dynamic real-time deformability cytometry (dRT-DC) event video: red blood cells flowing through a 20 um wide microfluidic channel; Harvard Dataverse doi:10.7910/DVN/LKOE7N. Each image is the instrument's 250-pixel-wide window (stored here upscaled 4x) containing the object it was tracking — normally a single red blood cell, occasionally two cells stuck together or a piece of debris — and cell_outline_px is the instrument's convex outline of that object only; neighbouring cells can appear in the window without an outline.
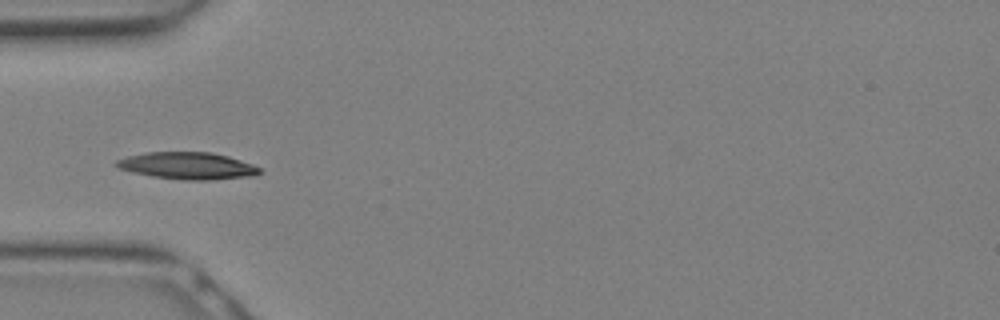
{"species": "Egyptian fruit bat (a non-hibernating species)", "species_latin": "Rousettus aegyptiacus", "temperature_condition": "warm", "stored_images_in_passage": 12, "camera_frame_rate_fps": 3000, "um_per_image_px": 0.085, "animal": {"sex": "female"}, "frame": {"image": 1, "passage_image": 9, "time_ms": 2.667, "image_size_px": [1000, 320], "cell_outline_px": [[260, 172], [252, 176], [208, 180], [184, 180], [152, 176], [132, 172], [120, 168], [116, 164], [116, 160], [128, 156], [144, 152], [212, 152], [228, 156], [252, 164], [260, 168]], "centroid_in_image_um": [15.94, 14.08], "position_along_channel_um": 69.1, "area_um2": 22.37}}
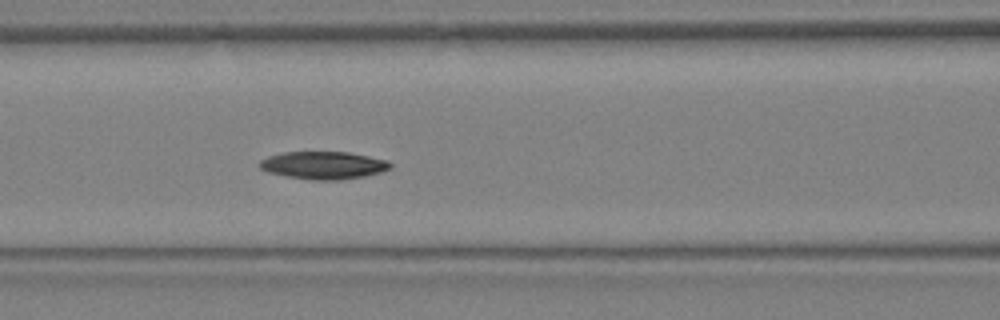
{"frame": {"image": 2, "passage_image": 12, "time_ms": 3.667, "image_size_px": [1000, 320], "cell_outline_px": [[392, 168], [380, 172], [364, 176], [344, 180], [312, 180], [288, 176], [268, 172], [260, 168], [256, 164], [260, 160], [268, 156], [284, 152], [348, 152], [388, 160], [392, 164]], "centroid_in_image_um": [27.49, 14.05], "position_along_channel_um": 139.1, "area_um2": 21.15}}